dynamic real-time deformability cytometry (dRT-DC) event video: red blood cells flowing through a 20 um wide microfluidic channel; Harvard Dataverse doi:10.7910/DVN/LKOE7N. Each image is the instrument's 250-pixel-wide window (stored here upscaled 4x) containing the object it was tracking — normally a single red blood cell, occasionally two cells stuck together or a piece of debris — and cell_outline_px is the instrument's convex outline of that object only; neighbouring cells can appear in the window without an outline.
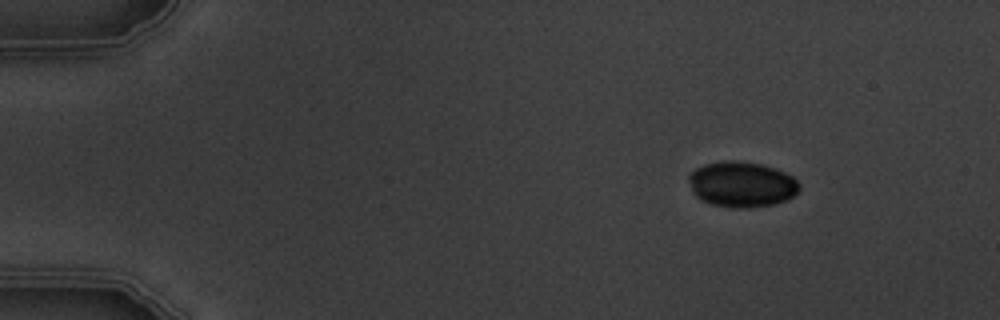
{"species": "common noctule bat (a hibernating species)", "species_latin": "Nyctalus noctula", "temperature_condition": "warm", "stored_images_in_passage": 3, "camera_frame_rate_fps": 3000, "um_per_image_px": 0.085, "animal": {"sex": "male", "body_mass_g": 19.5, "forearm_length_mm": 54.6}, "frame": {"image": 1, "passage_image": 1, "time_ms": 0.0, "image_size_px": [1000, 320], "cell_outline_px": [[800, 188], [788, 200], [772, 204], [748, 208], [732, 208], [712, 204], [700, 200], [692, 192], [688, 180], [688, 176], [696, 168], [704, 164], [724, 160], [736, 160], [760, 164], [784, 172], [792, 176], [800, 184]], "centroid_in_image_um": [63.01, 15.67], "position_along_channel_um": 22.0, "area_um2": 29.42}}
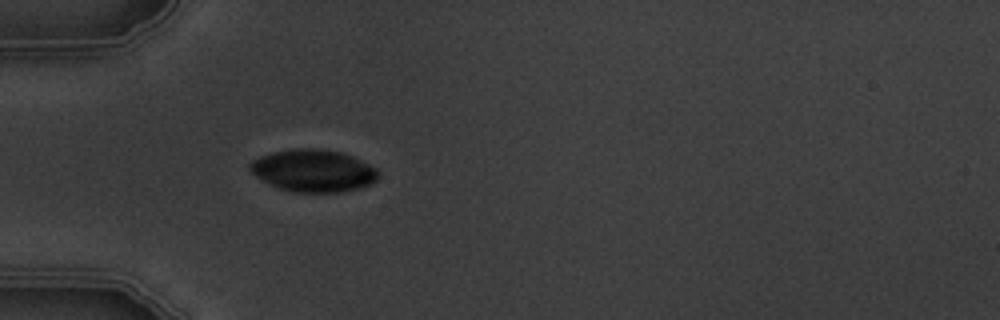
{"frame": {"image": 2, "passage_image": 3, "time_ms": 3.333, "image_size_px": [1000, 320], "cell_outline_px": [[380, 172], [376, 180], [372, 184], [360, 188], [340, 192], [292, 192], [276, 188], [268, 184], [256, 176], [248, 168], [248, 164], [252, 160], [260, 156], [272, 152], [296, 148], [312, 148], [340, 152], [352, 156], [376, 168]], "centroid_in_image_um": [26.61, 14.52], "position_along_channel_um": 58.4, "area_um2": 31.79}}